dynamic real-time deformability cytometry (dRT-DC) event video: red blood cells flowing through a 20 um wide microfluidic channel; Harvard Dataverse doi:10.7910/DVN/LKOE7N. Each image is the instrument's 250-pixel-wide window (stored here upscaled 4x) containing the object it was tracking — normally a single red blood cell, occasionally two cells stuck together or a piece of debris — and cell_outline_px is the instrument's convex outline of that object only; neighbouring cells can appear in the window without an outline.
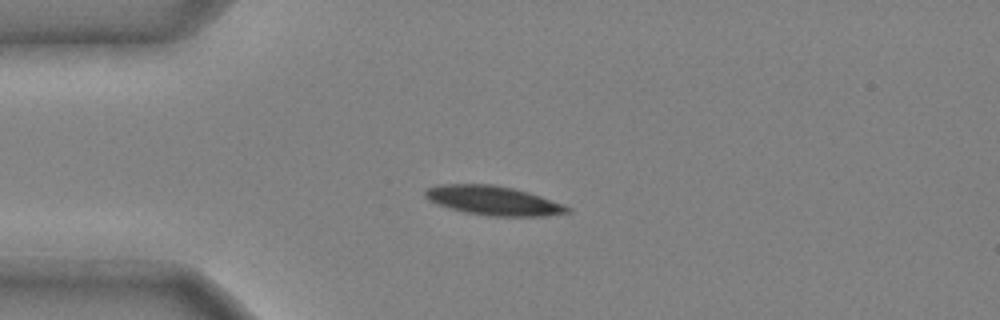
{"species": "common noctule bat (a hibernating species)", "species_latin": "Nyctalus noctula", "temperature_condition": "cold", "stored_images_in_passage": 37, "camera_frame_rate_fps": 3000, "um_per_image_px": 0.085, "animal": {"sex": "male", "body_mass_g": 20.4}, "frame": {"image": 1, "passage_image": 1, "time_ms": 0.0, "image_size_px": [1000, 320], "cell_outline_px": [[572, 212], [544, 216], [488, 216], [464, 212], [436, 204], [428, 200], [424, 196], [424, 192], [428, 188], [440, 184], [496, 184], [528, 192], [564, 204], [572, 208]], "centroid_in_image_um": [41.94, 17.05], "position_along_channel_um": 43.1, "area_um2": 24.33}}
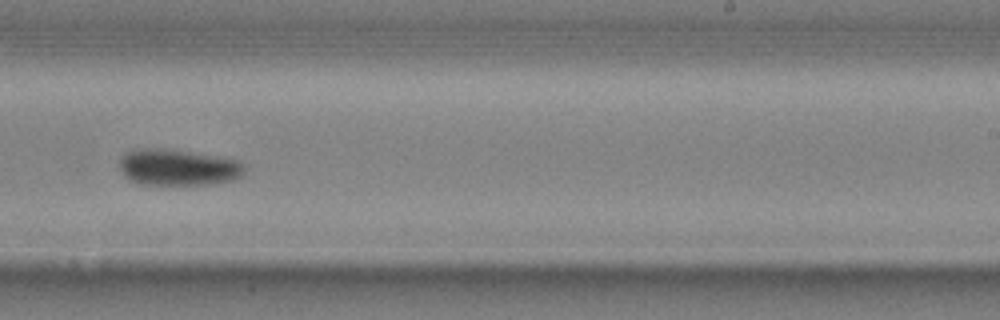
{"frame": {"image": 2, "passage_image": 20, "time_ms": 6.333, "image_size_px": [1000, 320], "cell_outline_px": [[244, 172], [236, 180], [212, 184], [144, 184], [132, 180], [124, 176], [120, 168], [120, 156], [124, 152], [136, 148], [168, 148], [240, 160], [244, 168]], "centroid_in_image_um": [15.12, 14.2], "position_along_channel_um": 273.9, "area_um2": 26.65}}
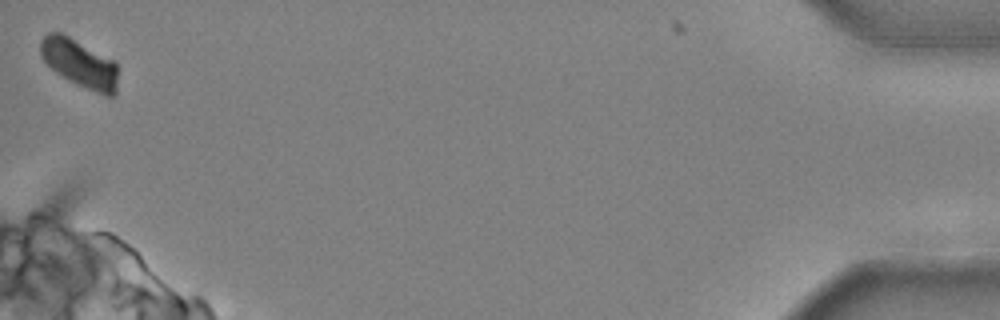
{"frame": {"image": 3, "passage_image": 37, "time_ms": 12.0, "image_size_px": [1000, 320], "cell_outline_px": [[116, 92], [112, 96], [104, 96], [76, 84], [68, 80], [56, 72], [40, 56], [40, 40], [48, 32], [60, 32], [68, 36], [112, 60], [116, 64]], "centroid_in_image_um": [6.73, 5.39], "position_along_channel_um": 428.5, "area_um2": 21.33}, "authors_computed_cell_mechanics": {"area_um2": 25.3164, "velocity_mm_per_s": 3.9624, "shape_relaxation_time_tau1_ms": 3.111, "shape_relaxation_time_tau2_ms": null, "deformation_change_tau1": 0.1241, "deformation_change_tau2": null}}